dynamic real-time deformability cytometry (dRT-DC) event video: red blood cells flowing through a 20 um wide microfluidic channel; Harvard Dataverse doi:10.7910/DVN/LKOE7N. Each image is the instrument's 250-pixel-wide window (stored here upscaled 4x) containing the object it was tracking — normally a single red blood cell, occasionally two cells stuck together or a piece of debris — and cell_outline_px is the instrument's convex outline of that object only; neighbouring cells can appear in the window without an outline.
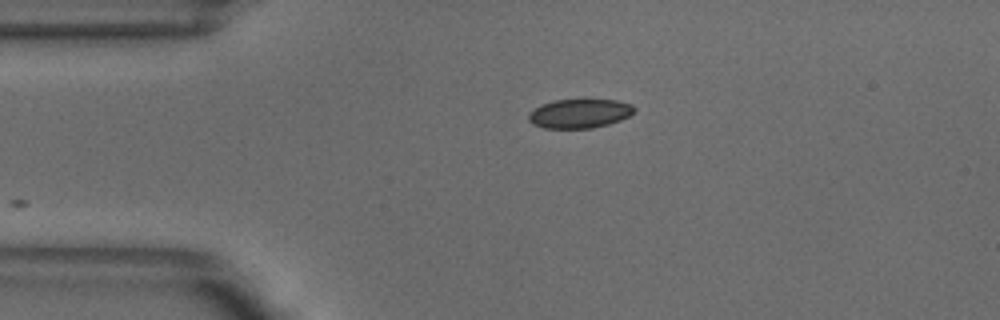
{"species": "common noctule bat (a hibernating species)", "species_latin": "Nyctalus noctula", "temperature_condition": "warm", "stored_images_in_passage": 20, "camera_frame_rate_fps": 3000, "um_per_image_px": 0.085, "animal": {"sex": "male", "body_mass_g": 18.8}, "frame": {"image": 1, "passage_image": 1, "time_ms": 0.0, "image_size_px": [1000, 320], "cell_outline_px": [[636, 108], [628, 116], [620, 120], [608, 124], [592, 128], [544, 128], [532, 124], [528, 120], [528, 112], [540, 104], [552, 100], [616, 100], [632, 104]], "centroid_in_image_um": [49.21, 9.64], "position_along_channel_um": 35.8, "area_um2": 17.98}}